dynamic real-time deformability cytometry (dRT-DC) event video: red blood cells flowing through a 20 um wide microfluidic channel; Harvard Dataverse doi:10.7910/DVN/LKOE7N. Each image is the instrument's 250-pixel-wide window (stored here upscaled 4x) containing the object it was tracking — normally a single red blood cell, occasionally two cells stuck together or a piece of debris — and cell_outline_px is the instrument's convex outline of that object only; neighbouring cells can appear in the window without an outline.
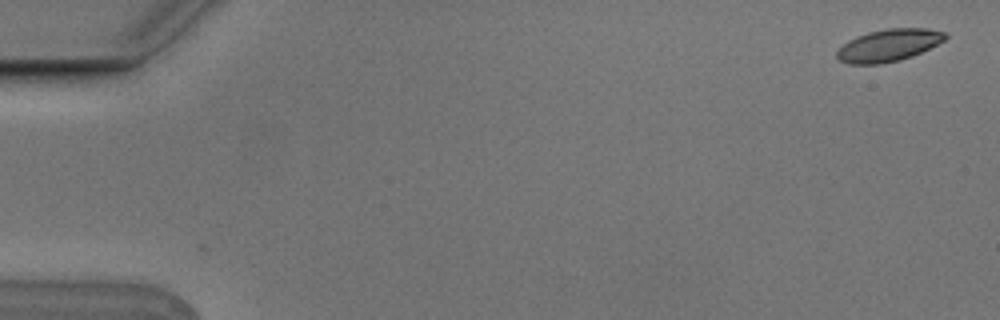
{"species": "Egyptian fruit bat (a non-hibernating species)", "species_latin": "Rousettus aegyptiacus", "temperature_condition": "cold", "stored_images_in_passage": 5, "camera_frame_rate_fps": 3000, "um_per_image_px": 0.085, "animal": {"sex": "male"}, "frame": {"image": 1, "passage_image": 1, "time_ms": 0.0, "image_size_px": [1000, 320], "cell_outline_px": [[948, 36], [944, 40], [912, 56], [900, 60], [880, 64], [848, 64], [840, 60], [836, 56], [836, 48], [848, 40], [856, 36], [868, 32], [888, 28], [928, 28], [944, 32]], "centroid_in_image_um": [75.48, 3.85], "position_along_channel_um": 9.5, "area_um2": 20.4}}
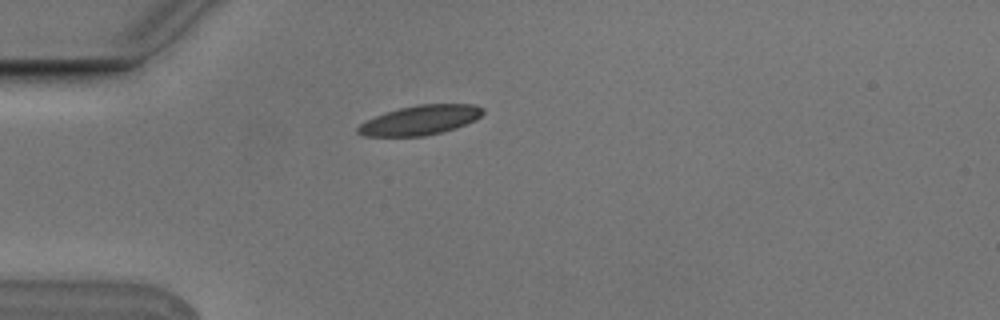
{"frame": {"image": 2, "passage_image": 5, "time_ms": 1.333, "image_size_px": [1000, 320], "cell_outline_px": [[484, 112], [476, 120], [456, 128], [424, 136], [364, 136], [356, 132], [356, 128], [360, 124], [384, 112], [400, 108], [420, 104], [476, 104], [484, 108]], "centroid_in_image_um": [35.74, 10.2], "position_along_channel_um": 49.3, "area_um2": 21.5}}